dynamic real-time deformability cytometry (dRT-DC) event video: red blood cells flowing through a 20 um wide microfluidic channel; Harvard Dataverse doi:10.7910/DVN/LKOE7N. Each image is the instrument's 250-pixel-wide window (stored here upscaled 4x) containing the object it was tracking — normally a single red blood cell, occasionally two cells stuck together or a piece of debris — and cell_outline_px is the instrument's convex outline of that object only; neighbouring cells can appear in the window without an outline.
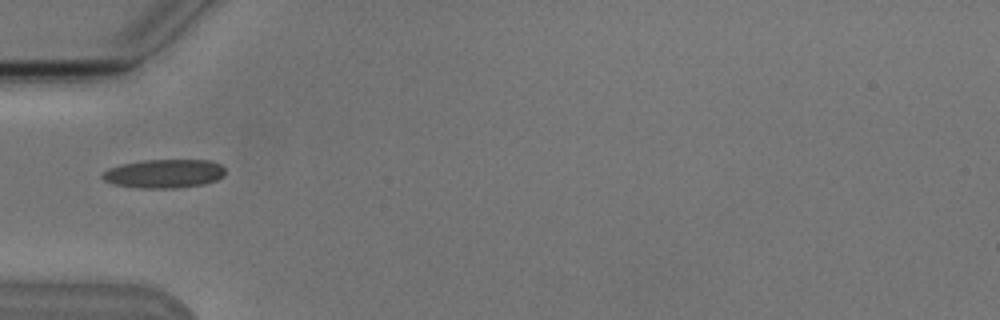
{"species": "Egyptian fruit bat (a non-hibernating species)", "species_latin": "Rousettus aegyptiacus", "temperature_condition": "cold", "stored_images_in_passage": 4, "camera_frame_rate_fps": 3000, "um_per_image_px": 0.085, "animal": {"sex": "male"}, "frame": {"image": 1, "passage_image": 1, "time_ms": 0.0, "image_size_px": [1000, 320], "cell_outline_px": [[224, 176], [216, 180], [204, 184], [176, 188], [136, 188], [112, 184], [104, 180], [100, 176], [108, 168], [120, 164], [144, 160], [208, 160], [220, 164], [224, 168]], "centroid_in_image_um": [13.92, 14.76], "position_along_channel_um": 71.1, "area_um2": 20.69}}
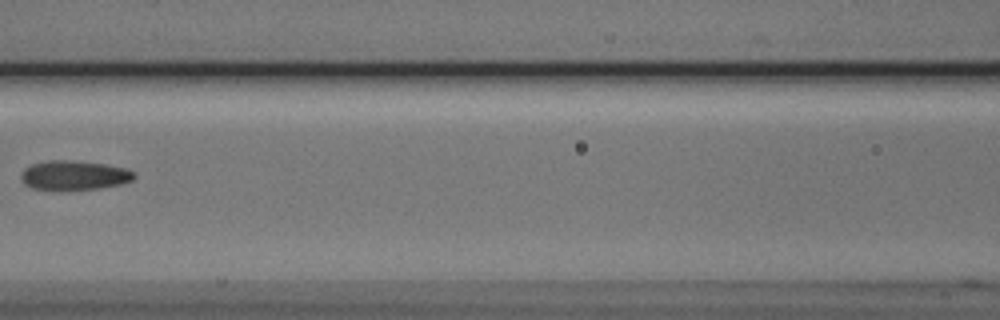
{"frame": {"image": 2, "passage_image": 3, "time_ms": 2.333, "image_size_px": [1000, 320], "cell_outline_px": [[136, 176], [132, 180], [120, 184], [100, 188], [32, 188], [24, 184], [20, 180], [20, 176], [24, 168], [32, 164], [48, 160], [72, 160], [104, 164], [124, 168], [136, 172]], "centroid_in_image_um": [6.3, 14.87], "position_along_channel_um": 160.3, "area_um2": 18.96}}
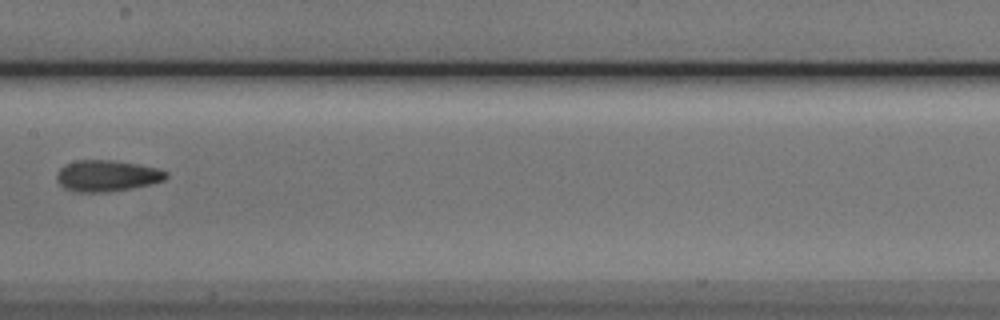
{"frame": {"image": 3, "passage_image": 4, "time_ms": 3.333, "image_size_px": [1000, 320], "cell_outline_px": [[168, 176], [164, 180], [152, 184], [132, 188], [108, 192], [72, 192], [64, 188], [56, 180], [56, 172], [64, 164], [76, 160], [112, 160], [136, 164], [156, 168], [168, 172]], "centroid_in_image_um": [9.05, 14.95], "position_along_channel_um": 198.4, "area_um2": 20.11}}